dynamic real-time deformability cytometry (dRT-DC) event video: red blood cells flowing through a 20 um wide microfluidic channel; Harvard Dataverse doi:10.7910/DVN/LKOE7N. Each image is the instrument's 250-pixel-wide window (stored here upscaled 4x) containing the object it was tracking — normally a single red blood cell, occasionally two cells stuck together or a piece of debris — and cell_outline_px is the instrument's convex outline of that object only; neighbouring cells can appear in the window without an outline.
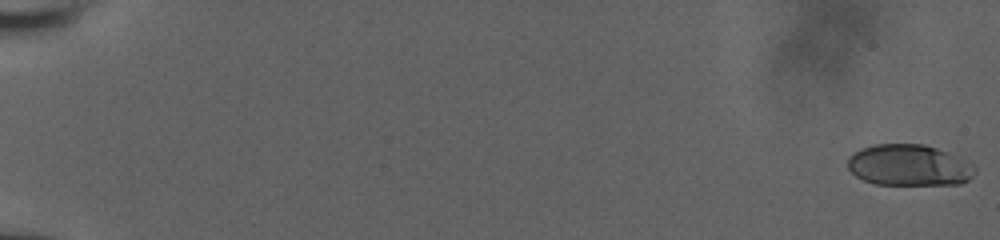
{"species": "human", "species_latin": "Homo sapiens", "temperature_condition": "room temperature", "stored_images_in_passage": 56, "camera_frame_rate_fps": 3000, "um_per_image_px": 0.085, "donor": {"sex": "male"}, "frame": {"image": 1, "passage_image": 1, "time_ms": 0.0, "image_size_px": [1000, 240], "cell_outline_px": [[976, 172], [968, 180], [960, 184], [876, 184], [864, 180], [856, 176], [848, 168], [848, 156], [864, 148], [876, 144], [924, 144], [936, 148], [956, 156], [972, 164], [976, 168]], "centroid_in_image_um": [77.27, 14.05], "position_along_channel_um": 7.7, "area_um2": 30.29}}
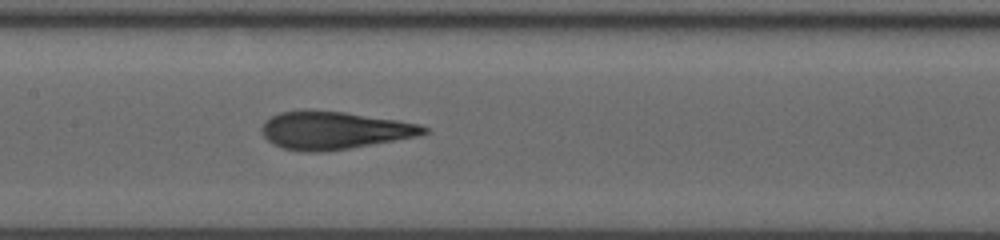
{"frame": {"image": 2, "passage_image": 31, "time_ms": 10.0, "image_size_px": [1000, 240], "cell_outline_px": [[428, 132], [416, 136], [328, 152], [304, 152], [284, 148], [268, 140], [264, 136], [260, 128], [264, 120], [280, 112], [304, 108], [344, 112], [396, 120], [420, 124], [428, 128]], "centroid_in_image_um": [28.34, 11.06], "position_along_channel_um": 179.1, "area_um2": 35.78}}
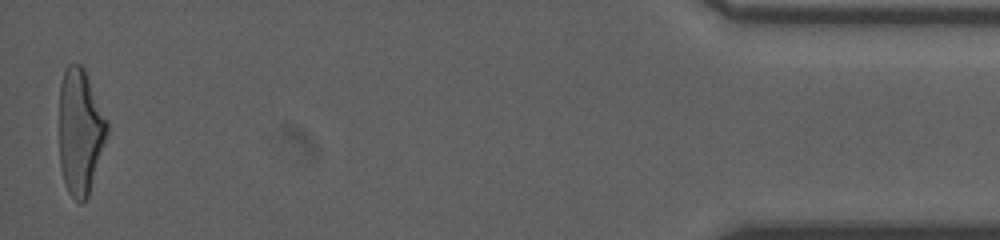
{"frame": {"image": 3, "passage_image": 56, "time_ms": 18.333, "image_size_px": [1000, 240], "cell_outline_px": [[108, 132], [88, 196], [80, 204], [68, 192], [64, 184], [60, 168], [60, 84], [64, 72], [68, 64], [80, 64], [84, 68], [108, 124]], "centroid_in_image_um": [6.8, 11.21], "position_along_channel_um": 428.4, "area_um2": 34.62}, "authors_computed_cell_mechanics": {"area_um2": 34.9112, "velocity_mm_per_s": 3.956, "shape_relaxation_time_tau1_ms": 5.4241, "shape_relaxation_time_tau2_ms": 1.2441, "deformation_change_tau1": 0.2005, "deformation_change_tau2": 0.0949}}